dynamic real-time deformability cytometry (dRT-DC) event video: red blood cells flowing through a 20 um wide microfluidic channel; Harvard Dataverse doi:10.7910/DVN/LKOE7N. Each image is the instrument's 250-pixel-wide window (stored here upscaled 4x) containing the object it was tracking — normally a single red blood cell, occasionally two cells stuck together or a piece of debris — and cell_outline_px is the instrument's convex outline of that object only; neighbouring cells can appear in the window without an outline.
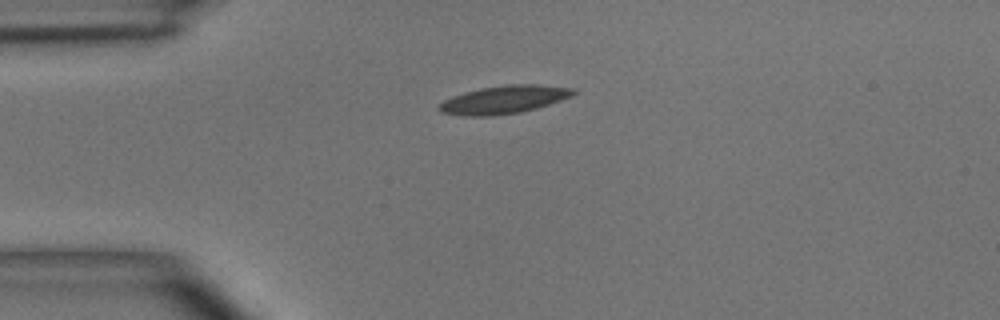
{"species": "common noctule bat (a hibernating species)", "species_latin": "Nyctalus noctula", "temperature_condition": "room temperature", "stored_images_in_passage": 40, "camera_frame_rate_fps": 3000, "um_per_image_px": 0.085, "animal": {"sex": "male", "body_mass_g": 15.6}, "frame": {"image": 1, "passage_image": 1, "time_ms": 0.0, "image_size_px": [1000, 320], "cell_outline_px": [[576, 92], [572, 96], [536, 108], [520, 112], [492, 116], [464, 116], [440, 112], [436, 108], [444, 100], [452, 96], [464, 92], [480, 88], [508, 84], [536, 84], [572, 88]], "centroid_in_image_um": [42.79, 8.47], "position_along_channel_um": 42.2, "area_um2": 21.85}}
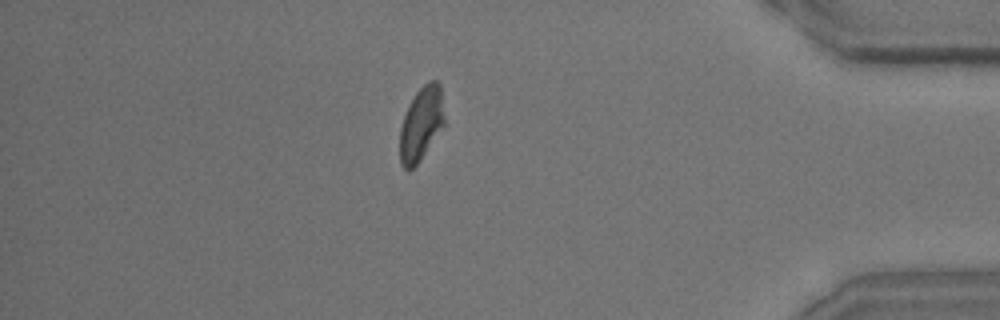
{"frame": {"image": 2, "passage_image": 33, "time_ms": 10.667, "image_size_px": [1000, 320], "cell_outline_px": [[444, 124], [420, 160], [408, 172], [400, 164], [400, 128], [408, 104], [416, 92], [428, 80], [436, 80], [440, 84], [444, 120]], "centroid_in_image_um": [35.78, 10.51], "position_along_channel_um": 399.4, "area_um2": 18.96}}
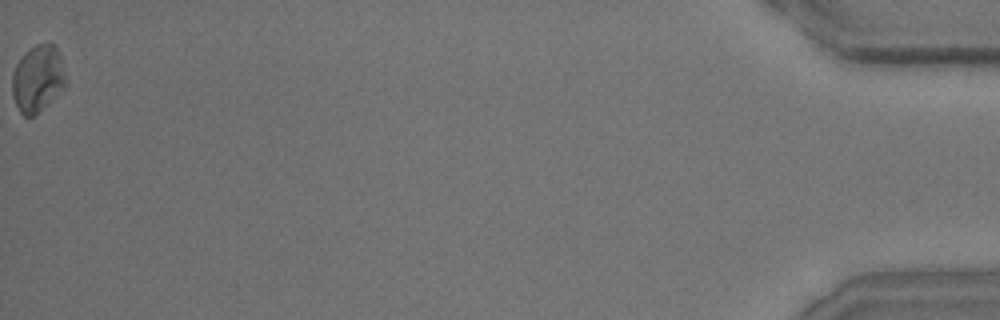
{"frame": {"image": 3, "passage_image": 40, "time_ms": 13.0, "image_size_px": [1000, 320], "cell_outline_px": [[68, 84], [64, 88], [32, 116], [24, 116], [20, 112], [12, 96], [12, 72], [16, 64], [36, 44], [56, 44], [60, 56]], "centroid_in_image_um": [3.21, 6.68], "position_along_channel_um": 432.0, "area_um2": 20.46}, "authors_computed_cell_mechanics": {"area_um2": 20.3456, "velocity_mm_per_s": 3.8966, "shape_relaxation_time_tau1_ms": 4.7339, "shape_relaxation_time_tau2_ms": 2.3586, "deformation_change_tau1": 0.1405, "deformation_change_tau2": 0.0914}}